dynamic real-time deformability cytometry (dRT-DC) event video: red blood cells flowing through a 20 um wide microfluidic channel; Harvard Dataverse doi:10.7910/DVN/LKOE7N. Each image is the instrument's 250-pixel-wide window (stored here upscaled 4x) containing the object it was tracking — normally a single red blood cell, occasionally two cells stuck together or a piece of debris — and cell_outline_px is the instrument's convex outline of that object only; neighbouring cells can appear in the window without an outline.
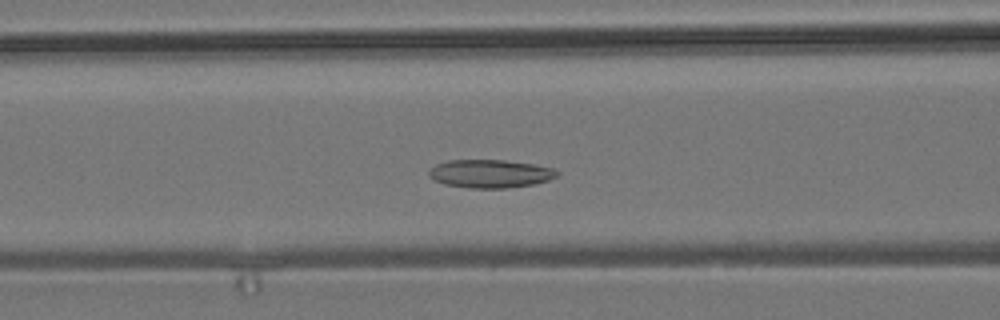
{"species": "common noctule bat (a hibernating species)", "species_latin": "Nyctalus noctula", "temperature_condition": "room temperature", "stored_images_in_passage": 27, "camera_frame_rate_fps": 3000, "um_per_image_px": 0.085, "animal": {"sex": "male", "body_mass_g": 19.2, "forearm_length_mm": 51.8}, "frame": {"image": 1, "passage_image": 7, "time_ms": 2.0, "image_size_px": [1000, 320], "cell_outline_px": [[560, 172], [556, 176], [548, 180], [532, 184], [508, 188], [468, 188], [444, 184], [428, 176], [428, 172], [436, 164], [448, 160], [504, 160], [532, 164], [552, 168]], "centroid_in_image_um": [41.64, 14.76], "position_along_channel_um": 125.0, "area_um2": 20.92}}
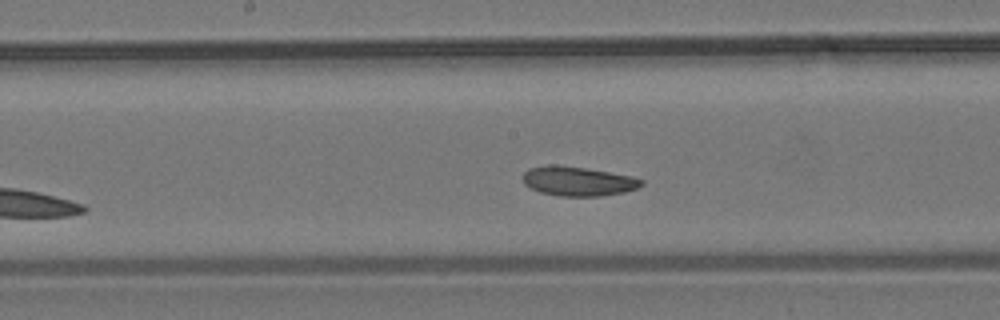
{"frame": {"image": 2, "passage_image": 13, "time_ms": 4.0, "image_size_px": [1000, 320], "cell_outline_px": [[644, 184], [636, 188], [624, 192], [600, 196], [556, 196], [540, 192], [524, 184], [524, 172], [528, 168], [548, 164], [556, 164], [584, 168], [632, 176], [644, 180]], "centroid_in_image_um": [49.12, 15.4], "position_along_channel_um": 199.1, "area_um2": 20.29}}
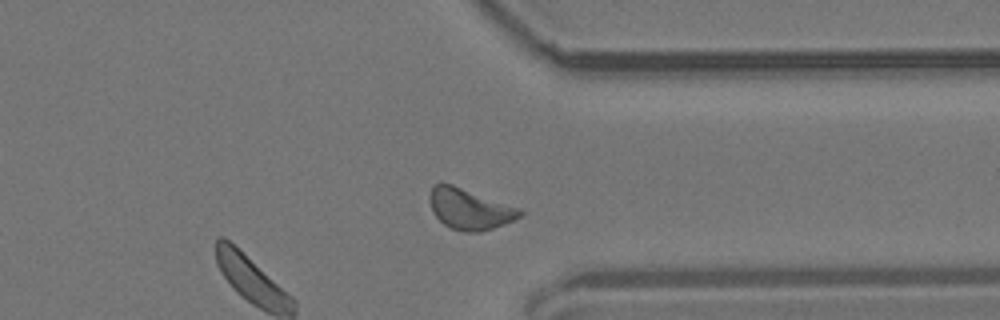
{"frame": {"image": 3, "passage_image": 27, "time_ms": 8.667, "image_size_px": [1000, 320], "cell_outline_px": [[524, 212], [520, 216], [504, 224], [480, 232], [464, 232], [452, 228], [444, 224], [432, 212], [428, 196], [432, 184], [440, 180], [452, 184], [520, 208]], "centroid_in_image_um": [39.86, 17.73], "position_along_channel_um": 371.5, "area_um2": 21.62}}